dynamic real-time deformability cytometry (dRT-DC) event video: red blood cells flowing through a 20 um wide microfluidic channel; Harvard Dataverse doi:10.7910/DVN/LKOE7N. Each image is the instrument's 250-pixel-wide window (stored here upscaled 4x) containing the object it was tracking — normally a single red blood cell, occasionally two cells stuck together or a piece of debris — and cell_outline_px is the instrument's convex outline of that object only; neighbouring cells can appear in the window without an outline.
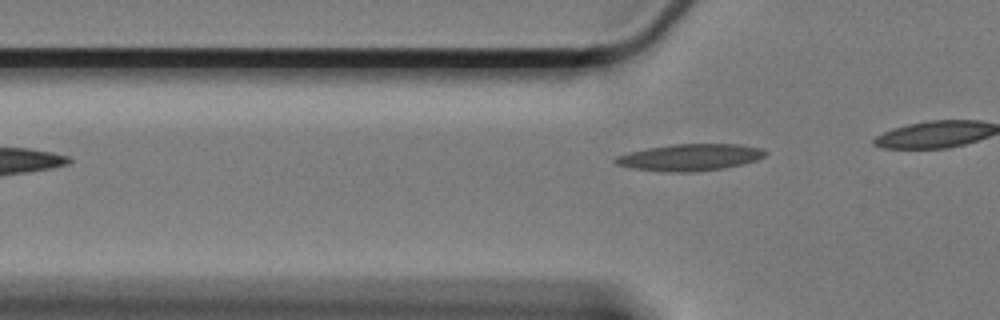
{"species": "Egyptian fruit bat (a non-hibernating species)", "species_latin": "Rousettus aegyptiacus", "temperature_condition": "cold", "stored_images_in_passage": 9, "camera_frame_rate_fps": 3000, "um_per_image_px": 0.085, "animal": {"sex": "female"}, "frame": {"image": 1, "passage_image": 3, "time_ms": 0.667, "image_size_px": [1000, 320], "cell_outline_px": [[768, 152], [764, 156], [756, 160], [744, 164], [724, 168], [692, 172], [668, 172], [632, 168], [616, 164], [612, 160], [616, 156], [628, 152], [648, 148], [672, 144], [740, 144], [764, 148]], "centroid_in_image_um": [58.67, 13.37], "position_along_channel_um": 67.1, "area_um2": 23.52}}
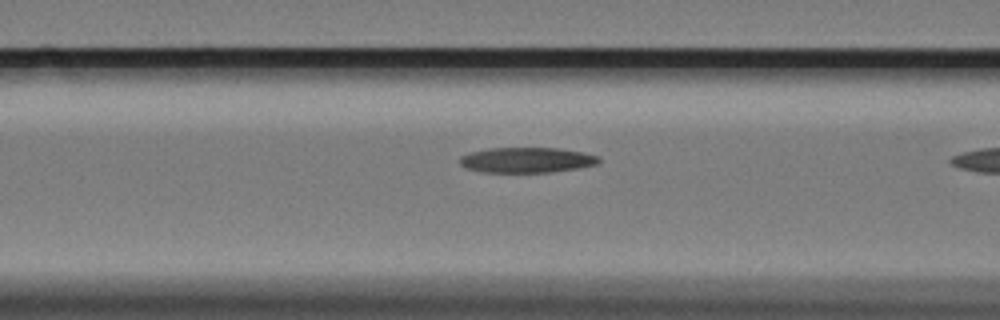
{"frame": {"image": 2, "passage_image": 8, "time_ms": 2.333, "image_size_px": [1000, 320], "cell_outline_px": [[600, 160], [596, 164], [580, 168], [552, 172], [480, 172], [464, 168], [460, 164], [460, 156], [472, 152], [488, 148], [560, 148], [584, 152], [600, 156]], "centroid_in_image_um": [44.78, 13.6], "position_along_channel_um": 121.8, "area_um2": 20.69}}